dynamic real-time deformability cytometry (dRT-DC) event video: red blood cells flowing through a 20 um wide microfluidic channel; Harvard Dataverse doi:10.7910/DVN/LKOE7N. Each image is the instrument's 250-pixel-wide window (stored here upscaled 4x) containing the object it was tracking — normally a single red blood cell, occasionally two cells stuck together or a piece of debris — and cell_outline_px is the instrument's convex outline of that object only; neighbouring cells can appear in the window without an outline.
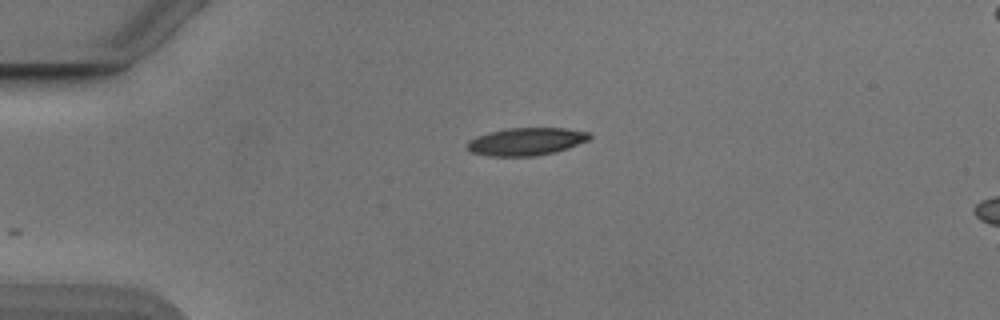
{"species": "Egyptian fruit bat (a non-hibernating species)", "species_latin": "Rousettus aegyptiacus", "temperature_condition": "cold", "stored_images_in_passage": 24, "camera_frame_rate_fps": 3000, "um_per_image_px": 0.085, "animal": {"sex": "male"}, "frame": {"image": 1, "passage_image": 1, "time_ms": 0.0, "image_size_px": [1000, 320], "cell_outline_px": [[592, 136], [588, 140], [568, 148], [556, 152], [536, 156], [488, 156], [472, 152], [464, 148], [468, 140], [476, 136], [488, 132], [508, 128], [564, 128], [588, 132]], "centroid_in_image_um": [44.68, 12.03], "position_along_channel_um": 40.3, "area_um2": 19.88}}
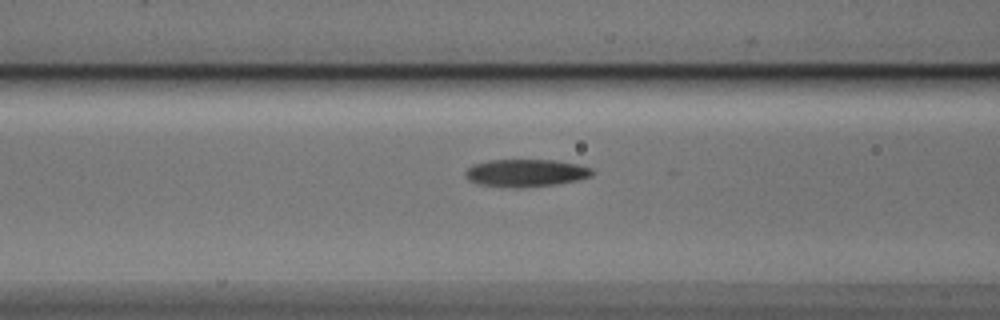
{"frame": {"image": 2, "passage_image": 10, "time_ms": 3.0, "image_size_px": [1000, 320], "cell_outline_px": [[592, 176], [576, 180], [556, 184], [516, 188], [512, 188], [476, 184], [468, 180], [464, 176], [464, 172], [472, 164], [488, 160], [556, 160], [580, 164], [592, 168]], "centroid_in_image_um": [44.65, 14.7], "position_along_channel_um": 121.9, "area_um2": 20.58}}
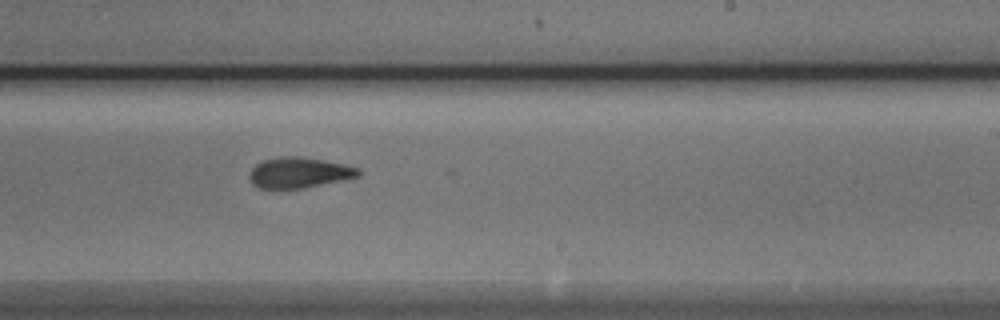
{"frame": {"image": 3, "passage_image": 21, "time_ms": 6.667, "image_size_px": [1000, 320], "cell_outline_px": [[360, 176], [304, 188], [260, 188], [252, 184], [248, 176], [252, 168], [256, 164], [264, 160], [280, 156], [296, 156], [324, 160], [360, 168]], "centroid_in_image_um": [25.4, 14.67], "position_along_channel_um": 263.6, "area_um2": 19.31}}